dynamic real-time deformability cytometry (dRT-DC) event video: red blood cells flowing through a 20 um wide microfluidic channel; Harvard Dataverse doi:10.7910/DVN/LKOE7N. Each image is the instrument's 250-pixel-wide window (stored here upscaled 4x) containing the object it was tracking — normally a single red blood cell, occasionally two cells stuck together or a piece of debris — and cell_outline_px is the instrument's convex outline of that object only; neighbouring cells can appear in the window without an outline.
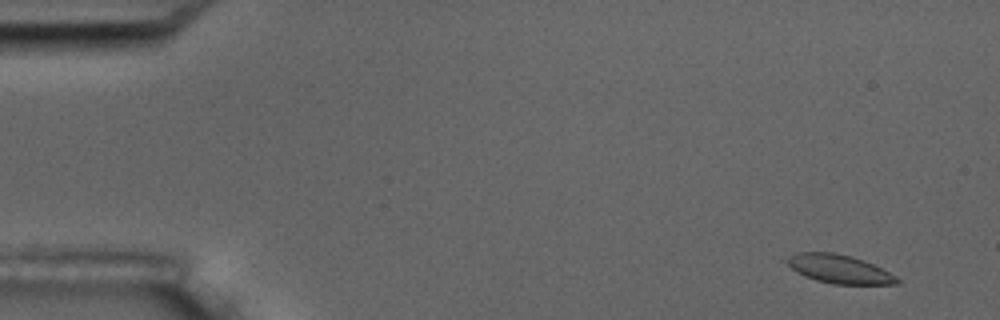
{"species": "common noctule bat (a hibernating species)", "species_latin": "Nyctalus noctula", "temperature_condition": "room temperature", "stored_images_in_passage": 7, "camera_frame_rate_fps": 3000, "um_per_image_px": 0.085, "animal": {"sex": "male", "body_mass_g": 17.5, "forearm_length_mm": 52.3}, "frame": {"image": 1, "passage_image": 2, "time_ms": 1.0, "image_size_px": [1000, 320], "cell_outline_px": [[900, 280], [896, 284], [832, 284], [816, 280], [792, 268], [784, 260], [800, 252], [836, 252], [852, 256], [864, 260], [896, 276]], "centroid_in_image_um": [71.36, 22.86], "position_along_channel_um": 13.6, "area_um2": 17.98}}
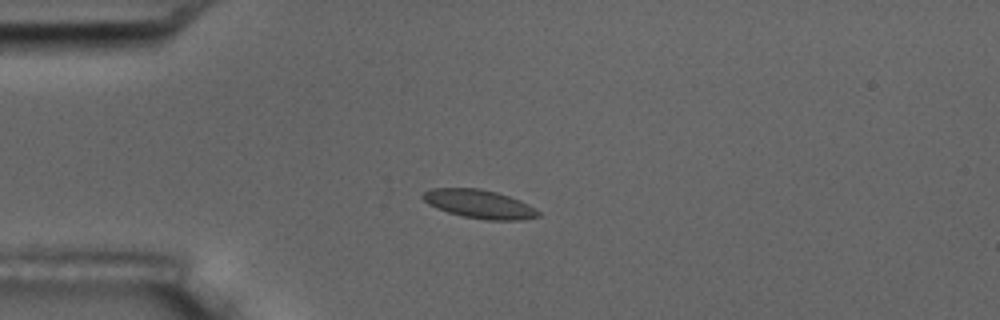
{"frame": {"image": 2, "passage_image": 5, "time_ms": 4.667, "image_size_px": [1000, 320], "cell_outline_px": [[540, 216], [524, 220], [484, 220], [464, 216], [448, 212], [436, 208], [428, 204], [420, 196], [424, 192], [432, 188], [480, 188], [496, 192], [520, 200], [528, 204], [540, 212]], "centroid_in_image_um": [40.74, 17.34], "position_along_channel_um": 44.3, "area_um2": 19.25}}